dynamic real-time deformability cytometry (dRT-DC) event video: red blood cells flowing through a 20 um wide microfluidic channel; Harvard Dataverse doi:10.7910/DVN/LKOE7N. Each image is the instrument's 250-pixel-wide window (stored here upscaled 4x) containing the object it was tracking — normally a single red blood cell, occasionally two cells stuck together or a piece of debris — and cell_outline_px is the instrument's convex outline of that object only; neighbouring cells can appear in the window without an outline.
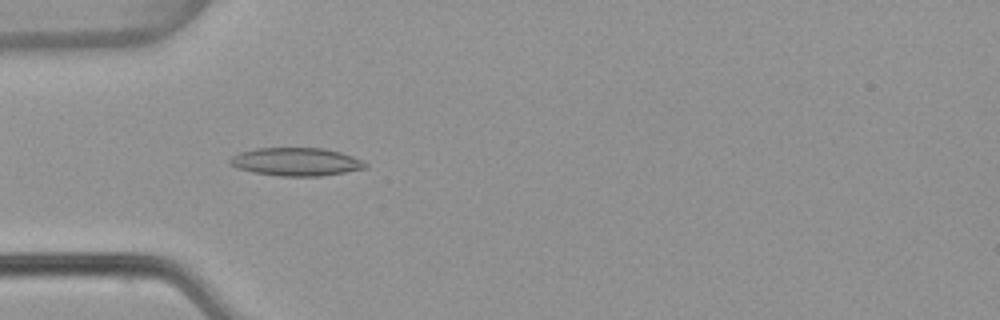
{"species": "common noctule bat (a hibernating species)", "species_latin": "Nyctalus noctula", "temperature_condition": "warm", "stored_images_in_passage": 54, "camera_frame_rate_fps": 3000, "um_per_image_px": 0.085, "animal": {"sex": "female", "body_mass_g": 22.7, "forearm_length_mm": 54.2}, "frame": {"image": 1, "passage_image": 17, "time_ms": 5.333, "image_size_px": [1000, 320], "cell_outline_px": [[368, 168], [320, 176], [280, 176], [252, 172], [228, 164], [228, 160], [232, 156], [240, 152], [256, 148], [324, 148], [340, 152], [352, 156], [368, 164]], "centroid_in_image_um": [25.16, 13.75], "position_along_channel_um": 59.8, "area_um2": 22.14}}
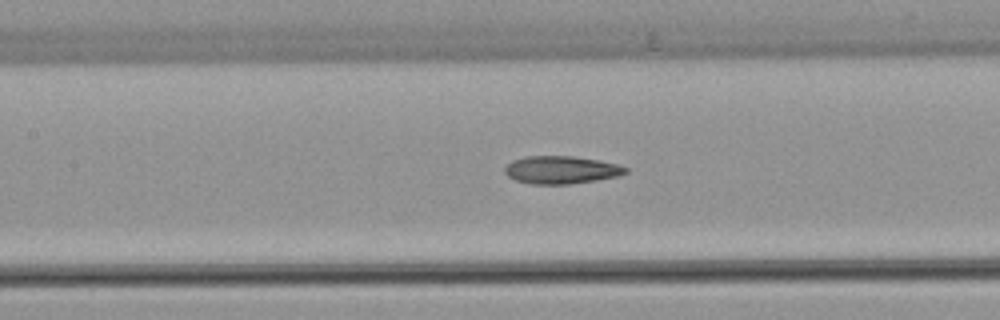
{"frame": {"image": 2, "passage_image": 25, "time_ms": 8.0, "image_size_px": [1000, 320], "cell_outline_px": [[628, 172], [616, 176], [596, 180], [568, 184], [532, 184], [516, 180], [508, 176], [504, 172], [504, 168], [512, 160], [524, 156], [572, 156], [600, 160], [616, 164], [628, 168]], "centroid_in_image_um": [47.68, 14.43], "position_along_channel_um": 159.7, "area_um2": 19.48}}
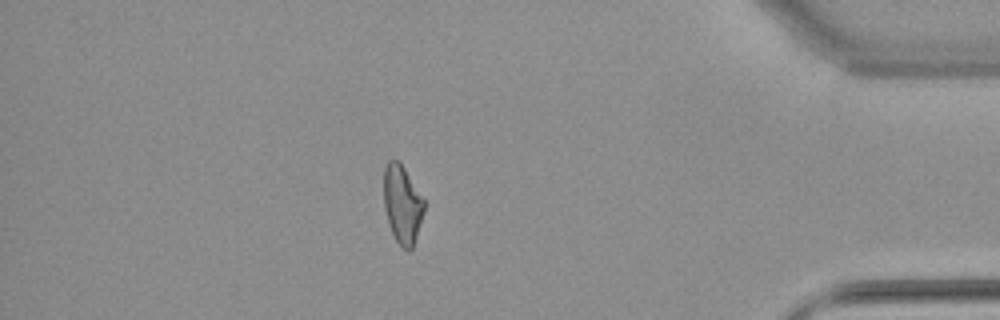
{"frame": {"image": 3, "passage_image": 47, "time_ms": 15.333, "image_size_px": [1000, 320], "cell_outline_px": [[424, 212], [412, 248], [408, 252], [396, 240], [388, 224], [384, 208], [384, 168], [388, 160], [400, 160], [424, 200]], "centroid_in_image_um": [34.18, 17.33], "position_along_channel_um": 401.0, "area_um2": 18.32}, "authors_computed_cell_mechanics": {"area_um2": 19.7098, "velocity_mm_per_s": 3.8394, "shape_relaxation_time_tau1_ms": null, "shape_relaxation_time_tau2_ms": 5.5624, "deformation_change_tau1": null, "deformation_change_tau2": 0.1582}}